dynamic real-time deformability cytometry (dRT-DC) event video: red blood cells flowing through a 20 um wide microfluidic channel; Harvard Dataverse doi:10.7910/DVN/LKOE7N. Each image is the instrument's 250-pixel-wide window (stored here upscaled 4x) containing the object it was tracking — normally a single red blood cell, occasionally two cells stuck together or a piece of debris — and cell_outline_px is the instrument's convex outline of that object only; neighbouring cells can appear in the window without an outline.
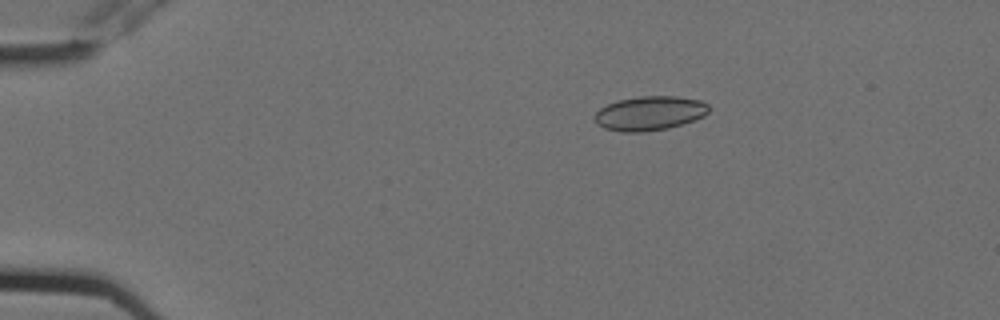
{"species": "Egyptian fruit bat (a non-hibernating species)", "species_latin": "Rousettus aegyptiacus", "temperature_condition": "cold", "stored_images_in_passage": 6, "camera_frame_rate_fps": 3000, "um_per_image_px": 0.085, "animal": {"sex": "female"}, "frame": {"image": 1, "passage_image": 4, "time_ms": 1.0, "image_size_px": [1000, 320], "cell_outline_px": [[708, 112], [704, 116], [668, 128], [644, 132], [620, 132], [604, 128], [596, 124], [592, 116], [600, 108], [616, 100], [640, 96], [676, 96], [700, 100], [708, 104]], "centroid_in_image_um": [55.16, 9.63], "position_along_channel_um": 29.8, "area_um2": 22.89}}